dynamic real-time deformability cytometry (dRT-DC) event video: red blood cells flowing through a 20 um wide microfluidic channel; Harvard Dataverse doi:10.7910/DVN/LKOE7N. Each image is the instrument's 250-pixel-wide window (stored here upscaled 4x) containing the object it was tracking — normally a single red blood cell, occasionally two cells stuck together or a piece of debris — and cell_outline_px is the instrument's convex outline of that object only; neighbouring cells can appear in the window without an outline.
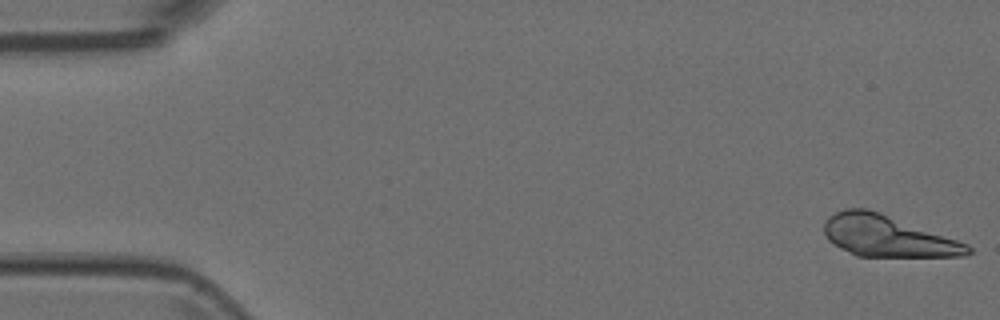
{"species": "Egyptian fruit bat (a non-hibernating species)", "species_latin": "Rousettus aegyptiacus", "temperature_condition": "room temperature", "stored_images_in_passage": 5, "camera_frame_rate_fps": 3000, "um_per_image_px": 0.085, "animal": {"sex": "female"}, "frame": {"image": 1, "passage_image": 1, "time_ms": 0.0, "image_size_px": [1000, 320], "cell_outline_px": [[972, 252], [964, 256], [856, 256], [840, 248], [828, 240], [824, 232], [824, 220], [828, 216], [844, 208], [868, 208], [880, 212], [968, 244], [972, 248]], "centroid_in_image_um": [75.39, 20.06], "position_along_channel_um": 9.6, "area_um2": 34.39}}